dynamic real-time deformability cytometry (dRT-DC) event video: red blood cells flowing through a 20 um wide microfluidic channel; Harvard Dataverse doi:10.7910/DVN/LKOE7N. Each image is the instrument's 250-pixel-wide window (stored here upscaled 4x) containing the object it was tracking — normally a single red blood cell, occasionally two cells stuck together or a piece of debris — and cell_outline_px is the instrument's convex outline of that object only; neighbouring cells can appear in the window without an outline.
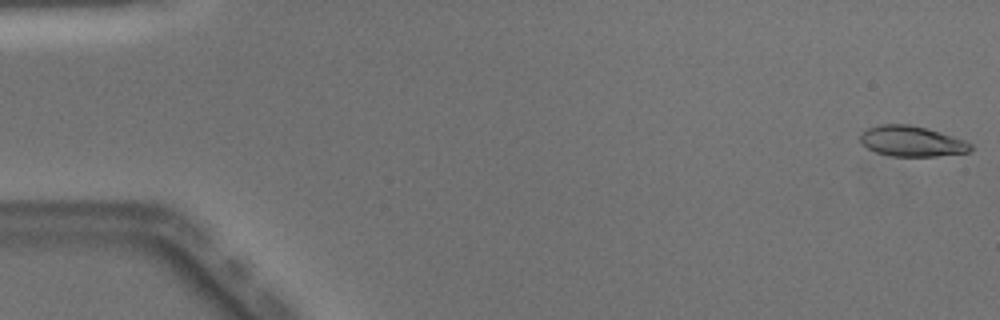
{"species": "Egyptian fruit bat (a non-hibernating species)", "species_latin": "Rousettus aegyptiacus", "temperature_condition": "warm", "stored_images_in_passage": 50, "camera_frame_rate_fps": 3000, "um_per_image_px": 0.085, "animal": {"sex": "male"}, "frame": {"image": 1, "passage_image": 1, "time_ms": 0.0, "image_size_px": [1000, 320], "cell_outline_px": [[972, 148], [968, 152], [936, 156], [892, 156], [876, 152], [860, 144], [860, 132], [868, 128], [880, 124], [908, 124], [940, 132], [964, 140], [972, 144]], "centroid_in_image_um": [77.45, 12.0], "position_along_channel_um": 7.5, "area_um2": 19.54}}
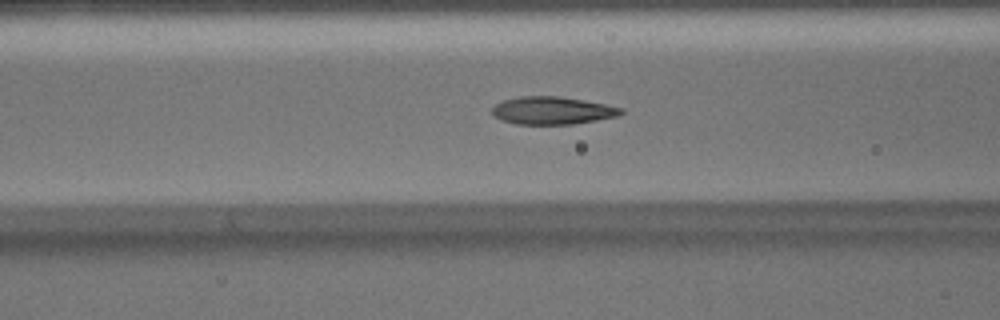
{"frame": {"image": 2, "passage_image": 20, "time_ms": 6.333, "image_size_px": [1000, 320], "cell_outline_px": [[624, 112], [620, 116], [572, 124], [516, 124], [500, 120], [492, 112], [492, 108], [496, 104], [504, 100], [520, 96], [556, 96], [584, 100], [624, 108]], "centroid_in_image_um": [46.97, 9.4], "position_along_channel_um": 119.6, "area_um2": 20.75}}
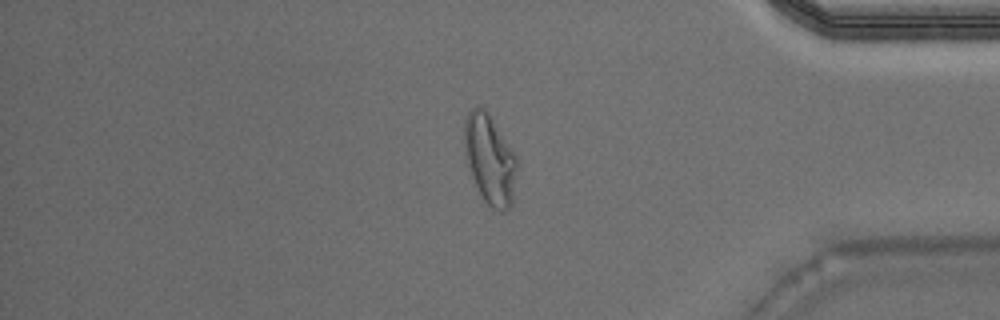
{"frame": {"image": 3, "passage_image": 42, "time_ms": 13.667, "image_size_px": [1000, 320], "cell_outline_px": [[516, 168], [512, 204], [504, 212], [500, 212], [492, 208], [484, 200], [472, 176], [468, 164], [464, 144], [464, 120], [468, 112], [476, 104], [480, 104], [488, 112], [516, 156]], "centroid_in_image_um": [41.62, 13.5], "position_along_channel_um": 393.6, "area_um2": 27.17}, "authors_computed_cell_mechanics": {"area_um2": 20.8658, "velocity_mm_per_s": 4.0746, "shape_relaxation_time_tau1_ms": 7.6662, "shape_relaxation_time_tau2_ms": 1.0025, "deformation_change_tau1": 0.3078, "deformation_change_tau2": 0.0894}}